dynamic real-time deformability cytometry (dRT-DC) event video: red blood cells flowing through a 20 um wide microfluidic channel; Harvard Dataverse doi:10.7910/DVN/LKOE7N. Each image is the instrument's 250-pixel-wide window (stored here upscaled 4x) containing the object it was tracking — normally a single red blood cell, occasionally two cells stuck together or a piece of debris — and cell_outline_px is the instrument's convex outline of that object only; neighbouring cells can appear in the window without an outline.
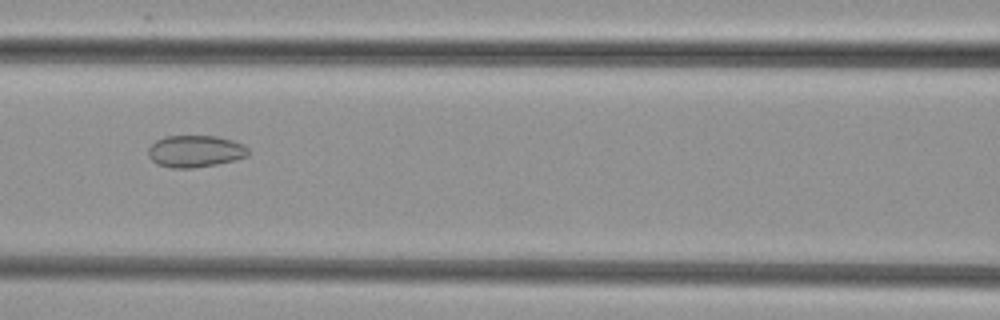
{"species": "common noctule bat (a hibernating species)", "species_latin": "Nyctalus noctula", "temperature_condition": "cold", "stored_images_in_passage": 31, "camera_frame_rate_fps": 3000, "um_per_image_px": 0.085, "animal": {"sex": "female", "body_mass_g": 29.2, "forearm_length_mm": 56.3}, "frame": {"image": 1, "passage_image": 13, "time_ms": 4.0, "image_size_px": [1000, 320], "cell_outline_px": [[248, 156], [216, 164], [192, 168], [172, 168], [156, 164], [148, 156], [148, 148], [156, 140], [164, 136], [216, 136], [232, 140], [244, 144], [248, 148]], "centroid_in_image_um": [16.57, 12.85], "position_along_channel_um": 150.0, "area_um2": 18.61}}
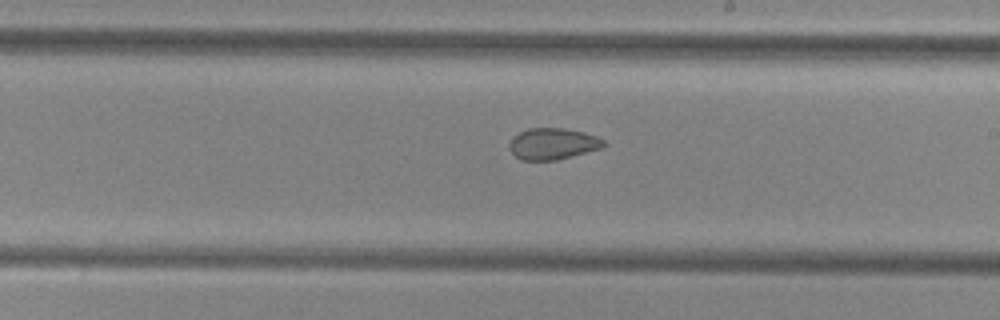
{"frame": {"image": 2, "passage_image": 20, "time_ms": 6.333, "image_size_px": [1000, 320], "cell_outline_px": [[604, 144], [600, 148], [556, 160], [520, 160], [508, 148], [508, 144], [512, 136], [528, 128], [564, 128], [584, 132], [596, 136], [604, 140]], "centroid_in_image_um": [46.93, 12.21], "position_along_channel_um": 242.1, "area_um2": 17.17}}
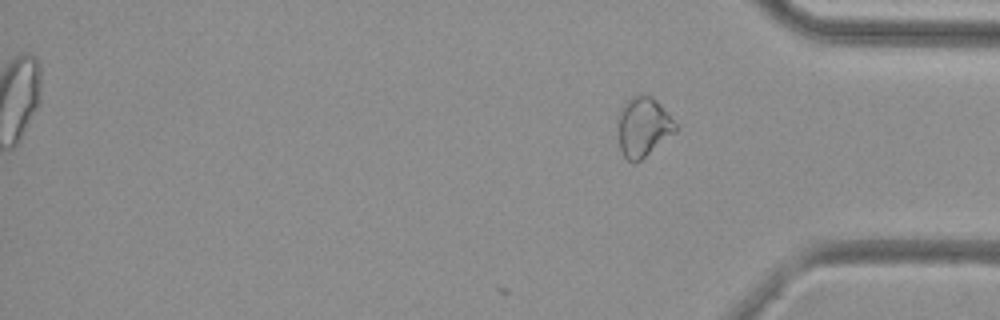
{"frame": {"image": 3, "passage_image": 31, "time_ms": 10.0, "image_size_px": [1000, 320], "cell_outline_px": [[680, 128], [676, 132], [640, 160], [628, 160], [624, 156], [620, 148], [616, 124], [616, 116], [620, 108], [632, 96], [644, 92], [652, 96], [660, 104]], "centroid_in_image_um": [54.65, 10.73], "position_along_channel_um": 380.5, "area_um2": 20.29}}